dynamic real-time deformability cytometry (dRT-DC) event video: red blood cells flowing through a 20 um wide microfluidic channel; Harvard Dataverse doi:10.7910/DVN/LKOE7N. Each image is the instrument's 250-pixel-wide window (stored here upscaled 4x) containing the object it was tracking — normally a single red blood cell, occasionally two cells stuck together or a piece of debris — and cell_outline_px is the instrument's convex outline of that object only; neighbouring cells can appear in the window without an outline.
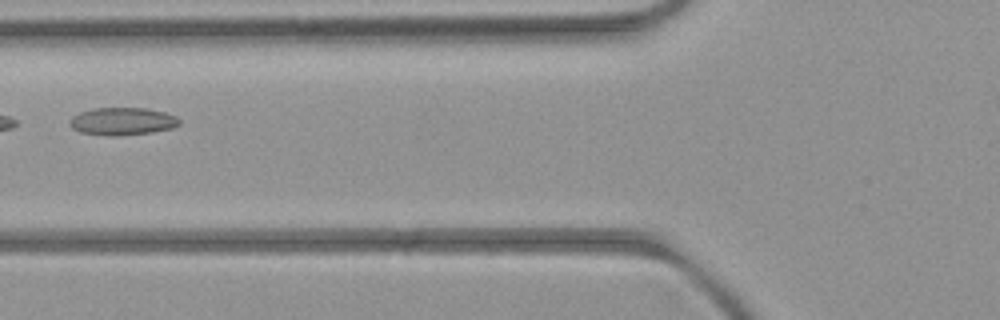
{"species": "common noctule bat (a hibernating species)", "species_latin": "Nyctalus noctula", "temperature_condition": "room temperature", "stored_images_in_passage": 6, "camera_frame_rate_fps": 3000, "um_per_image_px": 0.085, "animal": {"sex": "female", "body_mass_g": 21.9}, "frame": {"image": 1, "passage_image": 5, "time_ms": 4.667, "image_size_px": [1000, 320], "cell_outline_px": [[180, 124], [172, 128], [152, 132], [112, 136], [80, 132], [72, 128], [68, 124], [68, 120], [72, 116], [80, 112], [92, 108], [144, 108], [164, 112], [176, 116], [180, 120]], "centroid_in_image_um": [10.37, 10.3], "position_along_channel_um": 115.4, "area_um2": 17.63}}
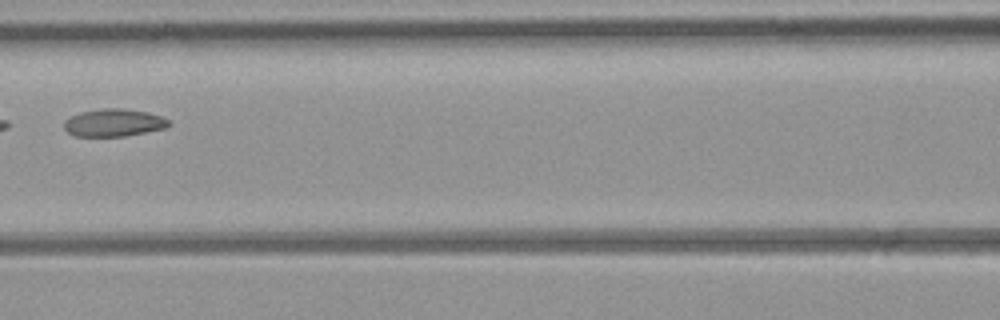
{"frame": {"image": 2, "passage_image": 6, "time_ms": 5.667, "image_size_px": [1000, 320], "cell_outline_px": [[172, 124], [168, 128], [124, 136], [76, 136], [68, 132], [64, 128], [64, 120], [80, 112], [104, 108], [124, 108], [148, 112], [160, 116], [168, 120]], "centroid_in_image_um": [9.7, 10.43], "position_along_channel_um": 156.9, "area_um2": 16.88}}